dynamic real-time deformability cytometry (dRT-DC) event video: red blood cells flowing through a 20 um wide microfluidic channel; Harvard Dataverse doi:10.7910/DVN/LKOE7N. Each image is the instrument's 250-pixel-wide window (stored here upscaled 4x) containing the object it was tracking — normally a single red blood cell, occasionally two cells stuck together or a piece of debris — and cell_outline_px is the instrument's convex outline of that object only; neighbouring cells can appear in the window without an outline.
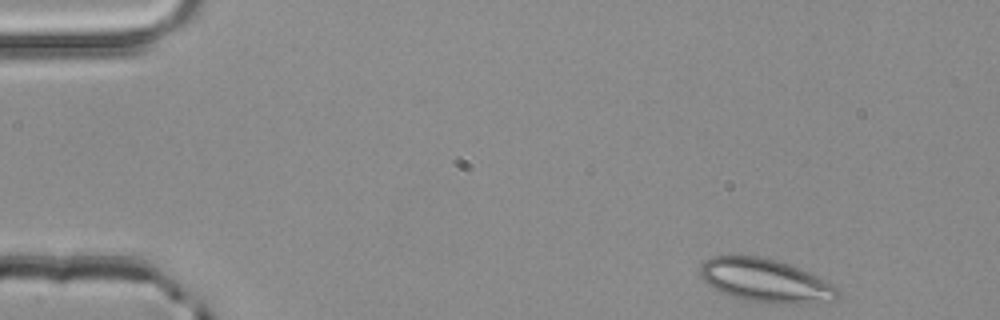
{"species": "common noctule bat (a hibernating species)", "species_latin": "Nyctalus noctula", "temperature_condition": "room temperature", "stored_images_in_passage": 48, "camera_frame_rate_fps": 3000, "um_per_image_px": 0.085, "animal": {"sex": "male", "body_mass_g": 20.4}, "frame": {"image": 1, "passage_image": 1, "time_ms": 0.0, "image_size_px": [1000, 320], "cell_outline_px": [[840, 296], [836, 300], [816, 304], [764, 304], [736, 300], [712, 288], [700, 276], [700, 264], [704, 260], [712, 256], [760, 256], [776, 260], [800, 268], [840, 288]], "centroid_in_image_um": [65.07, 23.9], "position_along_channel_um": 19.9, "area_um2": 35.78}}
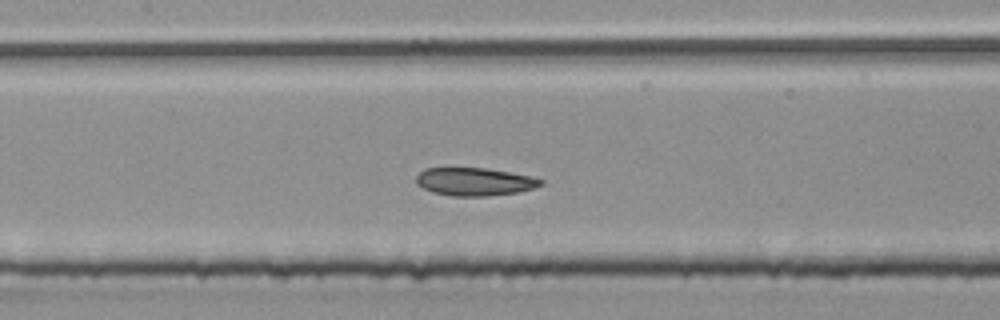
{"frame": {"image": 2, "passage_image": 20, "time_ms": 6.333, "image_size_px": [1000, 320], "cell_outline_px": [[544, 184], [536, 188], [516, 192], [488, 196], [452, 196], [432, 192], [416, 184], [416, 176], [424, 168], [484, 168], [532, 176], [544, 180]], "centroid_in_image_um": [40.35, 15.44], "position_along_channel_um": 167.1, "area_um2": 20.35}}
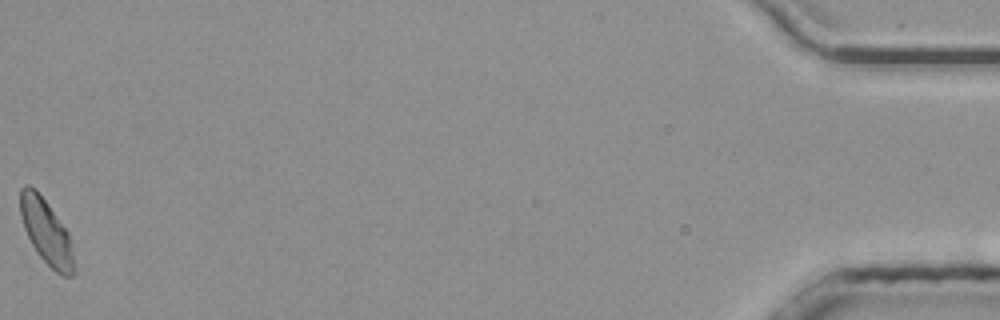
{"frame": {"image": 3, "passage_image": 48, "time_ms": 15.667, "image_size_px": [1000, 320], "cell_outline_px": [[76, 272], [72, 276], [60, 276], [36, 252], [24, 228], [20, 216], [20, 188], [24, 184], [28, 184], [36, 188], [48, 204], [68, 232], [72, 244]], "centroid_in_image_um": [3.95, 19.71], "position_along_channel_um": 431.3, "area_um2": 20.58}}